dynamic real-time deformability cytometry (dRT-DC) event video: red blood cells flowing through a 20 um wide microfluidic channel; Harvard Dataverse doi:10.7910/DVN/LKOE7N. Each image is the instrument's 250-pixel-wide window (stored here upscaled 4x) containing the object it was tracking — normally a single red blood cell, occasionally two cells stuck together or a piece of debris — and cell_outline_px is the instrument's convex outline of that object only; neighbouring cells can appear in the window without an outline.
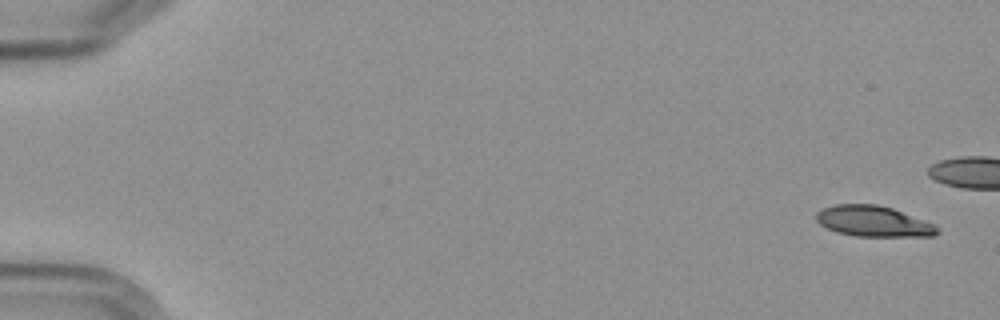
{"species": "Egyptian fruit bat (a non-hibernating species)", "species_latin": "Rousettus aegyptiacus", "temperature_condition": "cold", "stored_images_in_passage": 6, "camera_frame_rate_fps": 3000, "um_per_image_px": 0.085, "frame": {"image": 1, "passage_image": 1, "time_ms": 0.0, "image_size_px": [1000, 320], "cell_outline_px": [[940, 232], [932, 236], [856, 236], [836, 232], [820, 224], [816, 220], [816, 212], [824, 208], [836, 204], [876, 204], [892, 208], [936, 224], [940, 228]], "centroid_in_image_um": [74.27, 18.81], "position_along_channel_um": 10.7, "area_um2": 21.73}}
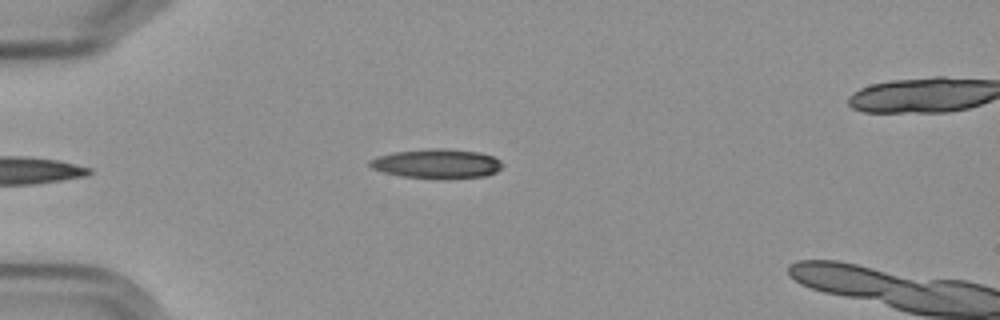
{"frame": {"image": 2, "passage_image": 6, "time_ms": 6.333, "image_size_px": [1000, 320], "cell_outline_px": [[504, 164], [496, 172], [484, 176], [400, 176], [384, 172], [372, 168], [368, 164], [368, 160], [376, 156], [392, 152], [428, 148], [448, 148], [480, 152], [492, 156], [500, 160]], "centroid_in_image_um": [37.09, 13.85], "position_along_channel_um": 47.9, "area_um2": 22.08}}